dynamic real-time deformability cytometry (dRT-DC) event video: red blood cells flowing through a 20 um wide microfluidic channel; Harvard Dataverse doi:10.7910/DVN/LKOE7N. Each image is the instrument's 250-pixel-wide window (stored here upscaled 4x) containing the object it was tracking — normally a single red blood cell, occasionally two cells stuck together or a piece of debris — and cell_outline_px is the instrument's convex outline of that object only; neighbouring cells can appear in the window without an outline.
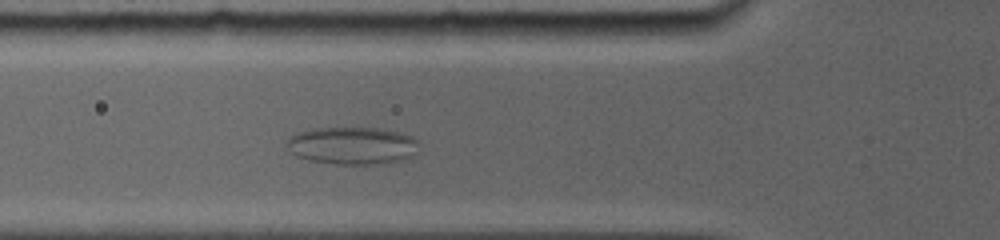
{"species": "common noctule bat (a hibernating species)", "species_latin": "Nyctalus noctula", "temperature_condition": "room temperature", "stored_images_in_passage": 37, "camera_frame_rate_fps": 5000, "um_per_image_px": 0.085, "animal": {"sex": "female", "body_mass_g": 19.0, "forearm_length_mm": 56.7}, "frame": {"image": 1, "passage_image": 10, "time_ms": 3.2, "image_size_px": [1000, 240], "cell_outline_px": [[416, 152], [412, 156], [400, 160], [368, 164], [336, 164], [308, 160], [296, 156], [284, 144], [292, 136], [300, 132], [316, 128], [380, 128], [412, 136], [416, 140]], "centroid_in_image_um": [29.91, 12.38], "position_along_channel_um": 95.9, "area_um2": 28.44}}
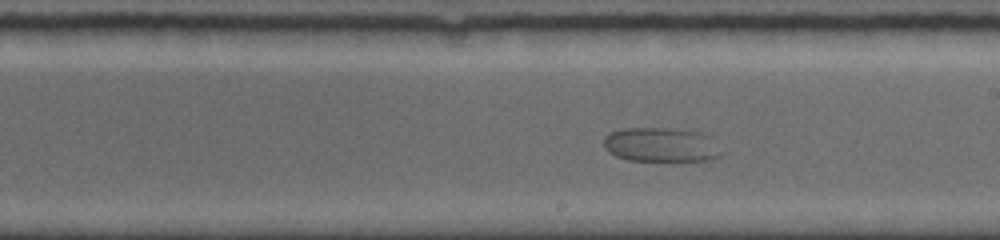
{"frame": {"image": 2, "passage_image": 21, "time_ms": 7.0, "image_size_px": [1000, 240], "cell_outline_px": [[724, 152], [720, 156], [712, 160], [628, 160], [616, 156], [608, 152], [604, 148], [604, 136], [612, 132], [624, 128], [672, 128], [700, 132], [708, 136]], "centroid_in_image_um": [56.19, 12.3], "position_along_channel_um": 232.8, "area_um2": 23.52}}
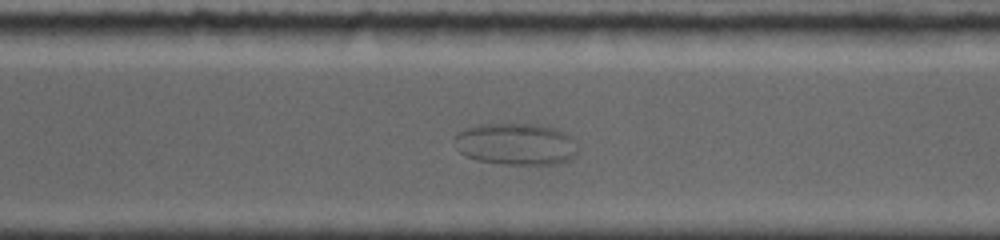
{"frame": {"image": 3, "passage_image": 29, "time_ms": 9.6, "image_size_px": [1000, 240], "cell_outline_px": [[580, 152], [576, 156], [568, 160], [556, 164], [508, 164], [476, 160], [464, 156], [460, 152], [452, 140], [460, 132], [468, 128], [480, 124], [536, 124], [556, 128], [572, 136], [576, 140]], "centroid_in_image_um": [43.92, 12.25], "position_along_channel_um": 326.7, "area_um2": 30.4}}